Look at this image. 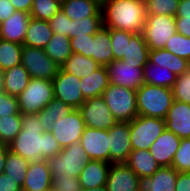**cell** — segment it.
<instances>
[{"label":"cell","instance_id":"cell-39","mask_svg":"<svg viewBox=\"0 0 190 191\" xmlns=\"http://www.w3.org/2000/svg\"><path fill=\"white\" fill-rule=\"evenodd\" d=\"M102 27V17H87L78 21L71 20V38L82 35H94Z\"/></svg>","mask_w":190,"mask_h":191},{"label":"cell","instance_id":"cell-14","mask_svg":"<svg viewBox=\"0 0 190 191\" xmlns=\"http://www.w3.org/2000/svg\"><path fill=\"white\" fill-rule=\"evenodd\" d=\"M111 84L137 90L144 84V67H133L128 62L116 60L106 65Z\"/></svg>","mask_w":190,"mask_h":191},{"label":"cell","instance_id":"cell-19","mask_svg":"<svg viewBox=\"0 0 190 191\" xmlns=\"http://www.w3.org/2000/svg\"><path fill=\"white\" fill-rule=\"evenodd\" d=\"M22 191H52V174L47 160L30 163Z\"/></svg>","mask_w":190,"mask_h":191},{"label":"cell","instance_id":"cell-4","mask_svg":"<svg viewBox=\"0 0 190 191\" xmlns=\"http://www.w3.org/2000/svg\"><path fill=\"white\" fill-rule=\"evenodd\" d=\"M139 116L165 119L174 97L171 88L144 83L136 90Z\"/></svg>","mask_w":190,"mask_h":191},{"label":"cell","instance_id":"cell-55","mask_svg":"<svg viewBox=\"0 0 190 191\" xmlns=\"http://www.w3.org/2000/svg\"><path fill=\"white\" fill-rule=\"evenodd\" d=\"M82 191H107L105 186L93 188V189H82Z\"/></svg>","mask_w":190,"mask_h":191},{"label":"cell","instance_id":"cell-37","mask_svg":"<svg viewBox=\"0 0 190 191\" xmlns=\"http://www.w3.org/2000/svg\"><path fill=\"white\" fill-rule=\"evenodd\" d=\"M21 114L0 117V144L8 145L21 131Z\"/></svg>","mask_w":190,"mask_h":191},{"label":"cell","instance_id":"cell-36","mask_svg":"<svg viewBox=\"0 0 190 191\" xmlns=\"http://www.w3.org/2000/svg\"><path fill=\"white\" fill-rule=\"evenodd\" d=\"M23 45L0 39V71L21 64Z\"/></svg>","mask_w":190,"mask_h":191},{"label":"cell","instance_id":"cell-12","mask_svg":"<svg viewBox=\"0 0 190 191\" xmlns=\"http://www.w3.org/2000/svg\"><path fill=\"white\" fill-rule=\"evenodd\" d=\"M80 83V78L60 69L52 80L54 98L78 109L86 100L80 89Z\"/></svg>","mask_w":190,"mask_h":191},{"label":"cell","instance_id":"cell-20","mask_svg":"<svg viewBox=\"0 0 190 191\" xmlns=\"http://www.w3.org/2000/svg\"><path fill=\"white\" fill-rule=\"evenodd\" d=\"M180 142L181 139L177 135L165 129L150 146L149 151L160 167H168L172 164Z\"/></svg>","mask_w":190,"mask_h":191},{"label":"cell","instance_id":"cell-46","mask_svg":"<svg viewBox=\"0 0 190 191\" xmlns=\"http://www.w3.org/2000/svg\"><path fill=\"white\" fill-rule=\"evenodd\" d=\"M48 22L53 33H58L71 39V20L61 10Z\"/></svg>","mask_w":190,"mask_h":191},{"label":"cell","instance_id":"cell-22","mask_svg":"<svg viewBox=\"0 0 190 191\" xmlns=\"http://www.w3.org/2000/svg\"><path fill=\"white\" fill-rule=\"evenodd\" d=\"M30 19V13L16 11L0 24V39L23 45Z\"/></svg>","mask_w":190,"mask_h":191},{"label":"cell","instance_id":"cell-58","mask_svg":"<svg viewBox=\"0 0 190 191\" xmlns=\"http://www.w3.org/2000/svg\"><path fill=\"white\" fill-rule=\"evenodd\" d=\"M56 1H58L61 4V3H63L66 0H56Z\"/></svg>","mask_w":190,"mask_h":191},{"label":"cell","instance_id":"cell-44","mask_svg":"<svg viewBox=\"0 0 190 191\" xmlns=\"http://www.w3.org/2000/svg\"><path fill=\"white\" fill-rule=\"evenodd\" d=\"M171 89L174 100L190 104V67L183 74L177 76Z\"/></svg>","mask_w":190,"mask_h":191},{"label":"cell","instance_id":"cell-53","mask_svg":"<svg viewBox=\"0 0 190 191\" xmlns=\"http://www.w3.org/2000/svg\"><path fill=\"white\" fill-rule=\"evenodd\" d=\"M175 17H190V0H180Z\"/></svg>","mask_w":190,"mask_h":191},{"label":"cell","instance_id":"cell-50","mask_svg":"<svg viewBox=\"0 0 190 191\" xmlns=\"http://www.w3.org/2000/svg\"><path fill=\"white\" fill-rule=\"evenodd\" d=\"M16 12L9 0H0V24Z\"/></svg>","mask_w":190,"mask_h":191},{"label":"cell","instance_id":"cell-56","mask_svg":"<svg viewBox=\"0 0 190 191\" xmlns=\"http://www.w3.org/2000/svg\"><path fill=\"white\" fill-rule=\"evenodd\" d=\"M2 91V72L0 71V92Z\"/></svg>","mask_w":190,"mask_h":191},{"label":"cell","instance_id":"cell-40","mask_svg":"<svg viewBox=\"0 0 190 191\" xmlns=\"http://www.w3.org/2000/svg\"><path fill=\"white\" fill-rule=\"evenodd\" d=\"M108 30L112 42L113 61L123 60V56L127 54L130 38L134 33L118 29Z\"/></svg>","mask_w":190,"mask_h":191},{"label":"cell","instance_id":"cell-38","mask_svg":"<svg viewBox=\"0 0 190 191\" xmlns=\"http://www.w3.org/2000/svg\"><path fill=\"white\" fill-rule=\"evenodd\" d=\"M60 10L61 4L56 0H33L30 16L36 20L49 21Z\"/></svg>","mask_w":190,"mask_h":191},{"label":"cell","instance_id":"cell-33","mask_svg":"<svg viewBox=\"0 0 190 191\" xmlns=\"http://www.w3.org/2000/svg\"><path fill=\"white\" fill-rule=\"evenodd\" d=\"M99 67L100 65L92 58L72 53L70 58L61 66V70L82 78L91 75Z\"/></svg>","mask_w":190,"mask_h":191},{"label":"cell","instance_id":"cell-8","mask_svg":"<svg viewBox=\"0 0 190 191\" xmlns=\"http://www.w3.org/2000/svg\"><path fill=\"white\" fill-rule=\"evenodd\" d=\"M166 129L161 118L137 116L130 122V142L133 150H149L157 137Z\"/></svg>","mask_w":190,"mask_h":191},{"label":"cell","instance_id":"cell-11","mask_svg":"<svg viewBox=\"0 0 190 191\" xmlns=\"http://www.w3.org/2000/svg\"><path fill=\"white\" fill-rule=\"evenodd\" d=\"M78 110L85 127L109 130L117 122L102 96L86 99Z\"/></svg>","mask_w":190,"mask_h":191},{"label":"cell","instance_id":"cell-5","mask_svg":"<svg viewBox=\"0 0 190 191\" xmlns=\"http://www.w3.org/2000/svg\"><path fill=\"white\" fill-rule=\"evenodd\" d=\"M102 97L117 121L131 122L138 116L136 90L110 83Z\"/></svg>","mask_w":190,"mask_h":191},{"label":"cell","instance_id":"cell-48","mask_svg":"<svg viewBox=\"0 0 190 191\" xmlns=\"http://www.w3.org/2000/svg\"><path fill=\"white\" fill-rule=\"evenodd\" d=\"M0 191H22V187L6 174H0Z\"/></svg>","mask_w":190,"mask_h":191},{"label":"cell","instance_id":"cell-52","mask_svg":"<svg viewBox=\"0 0 190 191\" xmlns=\"http://www.w3.org/2000/svg\"><path fill=\"white\" fill-rule=\"evenodd\" d=\"M16 11H22L30 13L33 0H9Z\"/></svg>","mask_w":190,"mask_h":191},{"label":"cell","instance_id":"cell-41","mask_svg":"<svg viewBox=\"0 0 190 191\" xmlns=\"http://www.w3.org/2000/svg\"><path fill=\"white\" fill-rule=\"evenodd\" d=\"M147 15L176 16L180 0H144Z\"/></svg>","mask_w":190,"mask_h":191},{"label":"cell","instance_id":"cell-1","mask_svg":"<svg viewBox=\"0 0 190 191\" xmlns=\"http://www.w3.org/2000/svg\"><path fill=\"white\" fill-rule=\"evenodd\" d=\"M21 122V131L7 145L11 152L33 163L48 160L61 151L53 134L44 132L42 122H37V113L21 114Z\"/></svg>","mask_w":190,"mask_h":191},{"label":"cell","instance_id":"cell-42","mask_svg":"<svg viewBox=\"0 0 190 191\" xmlns=\"http://www.w3.org/2000/svg\"><path fill=\"white\" fill-rule=\"evenodd\" d=\"M163 49L190 62V37H185L177 32L165 44Z\"/></svg>","mask_w":190,"mask_h":191},{"label":"cell","instance_id":"cell-15","mask_svg":"<svg viewBox=\"0 0 190 191\" xmlns=\"http://www.w3.org/2000/svg\"><path fill=\"white\" fill-rule=\"evenodd\" d=\"M79 143L90 160L110 163L109 130L85 127Z\"/></svg>","mask_w":190,"mask_h":191},{"label":"cell","instance_id":"cell-47","mask_svg":"<svg viewBox=\"0 0 190 191\" xmlns=\"http://www.w3.org/2000/svg\"><path fill=\"white\" fill-rule=\"evenodd\" d=\"M13 114H21L19 112V104L17 97L1 91L0 92V117Z\"/></svg>","mask_w":190,"mask_h":191},{"label":"cell","instance_id":"cell-29","mask_svg":"<svg viewBox=\"0 0 190 191\" xmlns=\"http://www.w3.org/2000/svg\"><path fill=\"white\" fill-rule=\"evenodd\" d=\"M148 61L161 66V68H168L176 76L183 74L190 67L188 60L173 55L165 49L150 50Z\"/></svg>","mask_w":190,"mask_h":191},{"label":"cell","instance_id":"cell-9","mask_svg":"<svg viewBox=\"0 0 190 191\" xmlns=\"http://www.w3.org/2000/svg\"><path fill=\"white\" fill-rule=\"evenodd\" d=\"M177 33L175 17L169 15H147L142 35L149 50L163 49Z\"/></svg>","mask_w":190,"mask_h":191},{"label":"cell","instance_id":"cell-27","mask_svg":"<svg viewBox=\"0 0 190 191\" xmlns=\"http://www.w3.org/2000/svg\"><path fill=\"white\" fill-rule=\"evenodd\" d=\"M53 31L48 21L36 20L31 18L26 31L23 46L44 49L51 40Z\"/></svg>","mask_w":190,"mask_h":191},{"label":"cell","instance_id":"cell-30","mask_svg":"<svg viewBox=\"0 0 190 191\" xmlns=\"http://www.w3.org/2000/svg\"><path fill=\"white\" fill-rule=\"evenodd\" d=\"M73 110L72 106L53 98L46 107L37 113V122H42L44 132H50L52 125L57 119L65 118Z\"/></svg>","mask_w":190,"mask_h":191},{"label":"cell","instance_id":"cell-13","mask_svg":"<svg viewBox=\"0 0 190 191\" xmlns=\"http://www.w3.org/2000/svg\"><path fill=\"white\" fill-rule=\"evenodd\" d=\"M85 129V123L78 109H74L65 118L57 119L51 133L62 148L79 142Z\"/></svg>","mask_w":190,"mask_h":191},{"label":"cell","instance_id":"cell-10","mask_svg":"<svg viewBox=\"0 0 190 191\" xmlns=\"http://www.w3.org/2000/svg\"><path fill=\"white\" fill-rule=\"evenodd\" d=\"M21 64L31 78L45 80H53L61 69L48 57L44 49L29 46H23Z\"/></svg>","mask_w":190,"mask_h":191},{"label":"cell","instance_id":"cell-49","mask_svg":"<svg viewBox=\"0 0 190 191\" xmlns=\"http://www.w3.org/2000/svg\"><path fill=\"white\" fill-rule=\"evenodd\" d=\"M175 191H190V172H178Z\"/></svg>","mask_w":190,"mask_h":191},{"label":"cell","instance_id":"cell-34","mask_svg":"<svg viewBox=\"0 0 190 191\" xmlns=\"http://www.w3.org/2000/svg\"><path fill=\"white\" fill-rule=\"evenodd\" d=\"M177 76L168 68L148 63L144 66V83L160 87L172 88Z\"/></svg>","mask_w":190,"mask_h":191},{"label":"cell","instance_id":"cell-51","mask_svg":"<svg viewBox=\"0 0 190 191\" xmlns=\"http://www.w3.org/2000/svg\"><path fill=\"white\" fill-rule=\"evenodd\" d=\"M175 25L178 33L190 37V17H175Z\"/></svg>","mask_w":190,"mask_h":191},{"label":"cell","instance_id":"cell-2","mask_svg":"<svg viewBox=\"0 0 190 191\" xmlns=\"http://www.w3.org/2000/svg\"><path fill=\"white\" fill-rule=\"evenodd\" d=\"M147 17L144 0H106L102 4L103 27L142 33Z\"/></svg>","mask_w":190,"mask_h":191},{"label":"cell","instance_id":"cell-21","mask_svg":"<svg viewBox=\"0 0 190 191\" xmlns=\"http://www.w3.org/2000/svg\"><path fill=\"white\" fill-rule=\"evenodd\" d=\"M177 176L172 166L160 167L152 176L139 177L138 191H175Z\"/></svg>","mask_w":190,"mask_h":191},{"label":"cell","instance_id":"cell-18","mask_svg":"<svg viewBox=\"0 0 190 191\" xmlns=\"http://www.w3.org/2000/svg\"><path fill=\"white\" fill-rule=\"evenodd\" d=\"M164 120L168 131L180 139L190 138V104L174 100Z\"/></svg>","mask_w":190,"mask_h":191},{"label":"cell","instance_id":"cell-16","mask_svg":"<svg viewBox=\"0 0 190 191\" xmlns=\"http://www.w3.org/2000/svg\"><path fill=\"white\" fill-rule=\"evenodd\" d=\"M132 150L130 122L117 121L109 129L110 163H125Z\"/></svg>","mask_w":190,"mask_h":191},{"label":"cell","instance_id":"cell-35","mask_svg":"<svg viewBox=\"0 0 190 191\" xmlns=\"http://www.w3.org/2000/svg\"><path fill=\"white\" fill-rule=\"evenodd\" d=\"M29 164L27 159L8 150L6 152V162L3 173L22 187Z\"/></svg>","mask_w":190,"mask_h":191},{"label":"cell","instance_id":"cell-57","mask_svg":"<svg viewBox=\"0 0 190 191\" xmlns=\"http://www.w3.org/2000/svg\"><path fill=\"white\" fill-rule=\"evenodd\" d=\"M95 1H97L99 4H103L106 0H95Z\"/></svg>","mask_w":190,"mask_h":191},{"label":"cell","instance_id":"cell-6","mask_svg":"<svg viewBox=\"0 0 190 191\" xmlns=\"http://www.w3.org/2000/svg\"><path fill=\"white\" fill-rule=\"evenodd\" d=\"M47 161L52 178L64 174L78 178L90 158L81 144L77 142L62 148L57 155L50 157Z\"/></svg>","mask_w":190,"mask_h":191},{"label":"cell","instance_id":"cell-25","mask_svg":"<svg viewBox=\"0 0 190 191\" xmlns=\"http://www.w3.org/2000/svg\"><path fill=\"white\" fill-rule=\"evenodd\" d=\"M31 79L28 71L22 64L2 71V91L18 97L27 87Z\"/></svg>","mask_w":190,"mask_h":191},{"label":"cell","instance_id":"cell-45","mask_svg":"<svg viewBox=\"0 0 190 191\" xmlns=\"http://www.w3.org/2000/svg\"><path fill=\"white\" fill-rule=\"evenodd\" d=\"M52 191H82V186L77 177L64 174L52 178Z\"/></svg>","mask_w":190,"mask_h":191},{"label":"cell","instance_id":"cell-43","mask_svg":"<svg viewBox=\"0 0 190 191\" xmlns=\"http://www.w3.org/2000/svg\"><path fill=\"white\" fill-rule=\"evenodd\" d=\"M171 166L178 172H190V138L181 139Z\"/></svg>","mask_w":190,"mask_h":191},{"label":"cell","instance_id":"cell-24","mask_svg":"<svg viewBox=\"0 0 190 191\" xmlns=\"http://www.w3.org/2000/svg\"><path fill=\"white\" fill-rule=\"evenodd\" d=\"M61 11L72 21L102 17V5L95 0H66L61 3Z\"/></svg>","mask_w":190,"mask_h":191},{"label":"cell","instance_id":"cell-28","mask_svg":"<svg viewBox=\"0 0 190 191\" xmlns=\"http://www.w3.org/2000/svg\"><path fill=\"white\" fill-rule=\"evenodd\" d=\"M80 81V89L85 99L102 96L110 84L106 66H100L91 75L80 78Z\"/></svg>","mask_w":190,"mask_h":191},{"label":"cell","instance_id":"cell-54","mask_svg":"<svg viewBox=\"0 0 190 191\" xmlns=\"http://www.w3.org/2000/svg\"><path fill=\"white\" fill-rule=\"evenodd\" d=\"M8 146L0 144V174L4 172L5 162H6V152L8 151Z\"/></svg>","mask_w":190,"mask_h":191},{"label":"cell","instance_id":"cell-3","mask_svg":"<svg viewBox=\"0 0 190 191\" xmlns=\"http://www.w3.org/2000/svg\"><path fill=\"white\" fill-rule=\"evenodd\" d=\"M73 53L82 54L96 61L100 66L113 62L110 32L102 27L94 35L75 36L70 39Z\"/></svg>","mask_w":190,"mask_h":191},{"label":"cell","instance_id":"cell-31","mask_svg":"<svg viewBox=\"0 0 190 191\" xmlns=\"http://www.w3.org/2000/svg\"><path fill=\"white\" fill-rule=\"evenodd\" d=\"M149 48L142 33H134L130 38L127 54L123 56V62L132 64L133 67H144L149 60Z\"/></svg>","mask_w":190,"mask_h":191},{"label":"cell","instance_id":"cell-32","mask_svg":"<svg viewBox=\"0 0 190 191\" xmlns=\"http://www.w3.org/2000/svg\"><path fill=\"white\" fill-rule=\"evenodd\" d=\"M48 57L60 68L72 55L70 38L58 33H53L51 40L44 48Z\"/></svg>","mask_w":190,"mask_h":191},{"label":"cell","instance_id":"cell-17","mask_svg":"<svg viewBox=\"0 0 190 191\" xmlns=\"http://www.w3.org/2000/svg\"><path fill=\"white\" fill-rule=\"evenodd\" d=\"M107 191H138L139 177L125 163H111Z\"/></svg>","mask_w":190,"mask_h":191},{"label":"cell","instance_id":"cell-26","mask_svg":"<svg viewBox=\"0 0 190 191\" xmlns=\"http://www.w3.org/2000/svg\"><path fill=\"white\" fill-rule=\"evenodd\" d=\"M125 164L138 176H152L159 168L149 150H132Z\"/></svg>","mask_w":190,"mask_h":191},{"label":"cell","instance_id":"cell-23","mask_svg":"<svg viewBox=\"0 0 190 191\" xmlns=\"http://www.w3.org/2000/svg\"><path fill=\"white\" fill-rule=\"evenodd\" d=\"M110 164L104 161L90 160L78 176L82 189L106 186Z\"/></svg>","mask_w":190,"mask_h":191},{"label":"cell","instance_id":"cell-7","mask_svg":"<svg viewBox=\"0 0 190 191\" xmlns=\"http://www.w3.org/2000/svg\"><path fill=\"white\" fill-rule=\"evenodd\" d=\"M54 98L52 80L31 78L27 87L17 97L21 114L39 113Z\"/></svg>","mask_w":190,"mask_h":191}]
</instances>
